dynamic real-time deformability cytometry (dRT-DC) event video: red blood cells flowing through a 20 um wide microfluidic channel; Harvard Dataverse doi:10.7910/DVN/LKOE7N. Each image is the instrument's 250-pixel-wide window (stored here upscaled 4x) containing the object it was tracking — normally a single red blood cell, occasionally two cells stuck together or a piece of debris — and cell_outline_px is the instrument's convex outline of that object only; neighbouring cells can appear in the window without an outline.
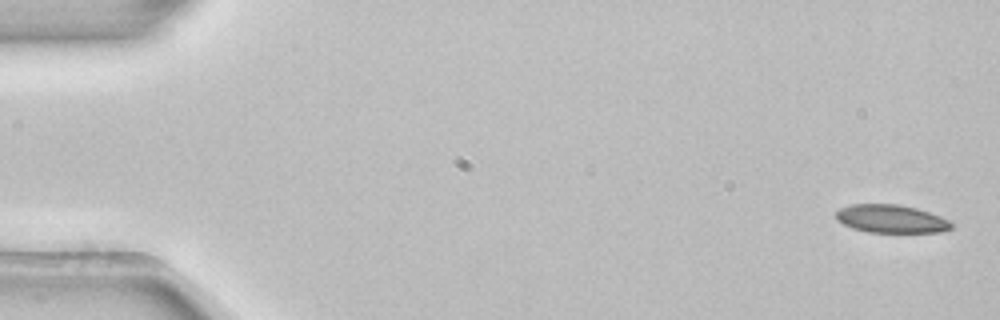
{"species": "common noctule bat (a hibernating species)", "species_latin": "Nyctalus noctula", "temperature_condition": "room temperature", "stored_images_in_passage": 5, "camera_frame_rate_fps": 3000, "um_per_image_px": 0.085, "animal": {"sex": "female", "body_mass_g": 22.7, "forearm_length_mm": 54.2}, "frame": {"image": 1, "passage_image": 1, "time_ms": 0.0, "image_size_px": [1000, 320], "cell_outline_px": [[956, 224], [952, 228], [940, 232], [868, 232], [852, 228], [836, 220], [836, 212], [840, 208], [852, 204], [900, 204], [916, 208], [940, 216]], "centroid_in_image_um": [75.76, 18.6], "position_along_channel_um": 9.2, "area_um2": 18.96}}